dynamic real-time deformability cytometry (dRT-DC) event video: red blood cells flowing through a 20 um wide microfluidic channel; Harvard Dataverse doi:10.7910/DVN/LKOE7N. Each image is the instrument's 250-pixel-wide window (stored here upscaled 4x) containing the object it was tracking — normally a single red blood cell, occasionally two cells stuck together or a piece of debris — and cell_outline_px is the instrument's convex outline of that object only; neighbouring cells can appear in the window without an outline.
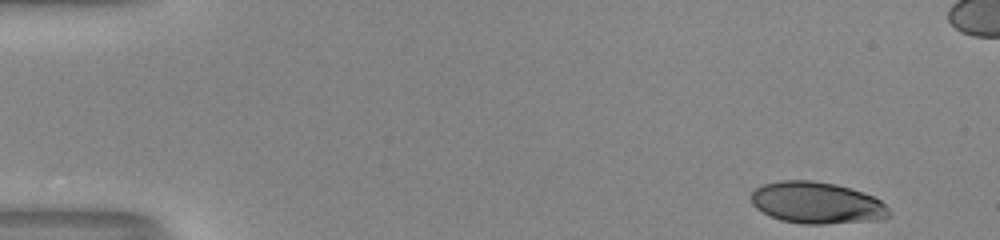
{"species": "human", "species_latin": "Homo sapiens", "temperature_condition": "room temperature", "stored_images_in_passage": 49, "camera_frame_rate_fps": 3000, "um_per_image_px": 0.085, "donor": {"sex": "male"}, "frame": {"image": 1, "passage_image": 1, "time_ms": 0.0, "image_size_px": [1000, 240], "cell_outline_px": [[892, 216], [880, 220], [824, 224], [800, 224], [780, 220], [756, 208], [752, 204], [752, 192], [756, 188], [764, 184], [780, 180], [812, 180], [836, 184], [872, 196], [880, 200], [888, 208]], "centroid_in_image_um": [69.44, 17.25], "position_along_channel_um": 15.6, "area_um2": 33.47}}
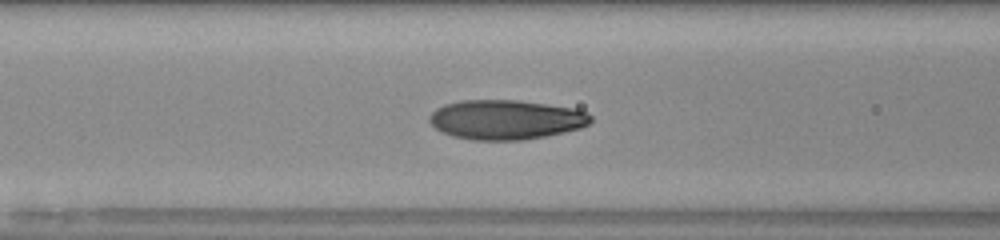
{"frame": {"image": 2, "passage_image": 19, "time_ms": 6.0, "image_size_px": [1000, 240], "cell_outline_px": [[592, 120], [588, 124], [580, 128], [564, 132], [544, 136], [520, 140], [472, 140], [452, 136], [436, 128], [428, 120], [428, 116], [436, 108], [444, 104], [460, 100], [520, 100], [576, 108], [588, 112], [592, 116]], "centroid_in_image_um": [43.01, 10.16], "position_along_channel_um": 123.6, "area_um2": 37.4}}
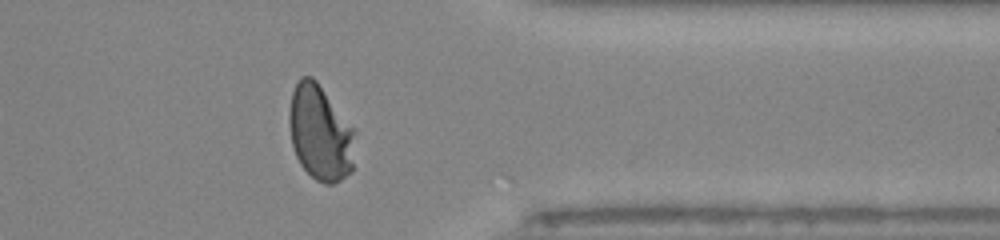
{"frame": {"image": 3, "passage_image": 39, "time_ms": 12.667, "image_size_px": [1000, 240], "cell_outline_px": [[356, 132], [352, 172], [340, 180], [332, 184], [324, 184], [316, 180], [300, 164], [296, 156], [292, 144], [288, 124], [288, 112], [292, 92], [300, 76], [312, 76], [316, 80], [356, 128]], "centroid_in_image_um": [27.24, 11.28], "position_along_channel_um": 384.2, "area_um2": 37.34}, "authors_computed_cell_mechanics": {"area_um2": 35.7782, "velocity_mm_per_s": 4.0612, "shape_relaxation_time_tau1_ms": 6.6651, "shape_relaxation_time_tau2_ms": null, "deformation_change_tau1": 0.2691, "deformation_change_tau2": null}}